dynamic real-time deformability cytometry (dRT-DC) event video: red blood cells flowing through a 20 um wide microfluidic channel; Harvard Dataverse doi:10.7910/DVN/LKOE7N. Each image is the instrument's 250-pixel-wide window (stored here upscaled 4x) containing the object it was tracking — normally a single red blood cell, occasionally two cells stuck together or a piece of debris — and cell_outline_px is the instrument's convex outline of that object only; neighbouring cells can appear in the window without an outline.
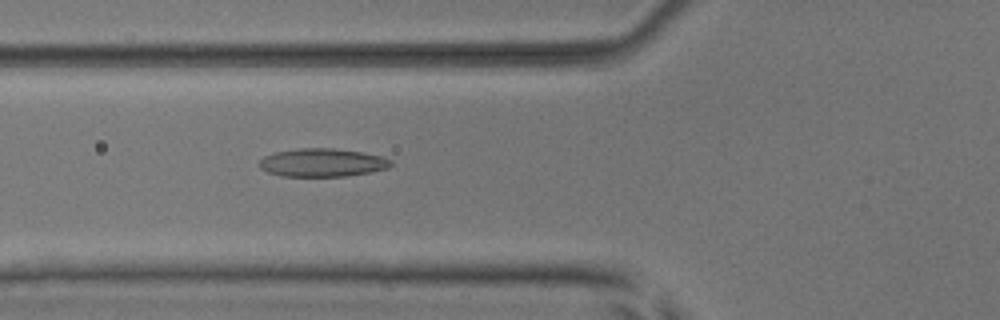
{"species": "common noctule bat (a hibernating species)", "species_latin": "Nyctalus noctula", "temperature_condition": "room temperature", "stored_images_in_passage": 32, "camera_frame_rate_fps": 3000, "um_per_image_px": 0.085, "animal": {"sex": "male", "body_mass_g": 17.9, "forearm_length_mm": 54.2}, "frame": {"image": 1, "passage_image": 4, "time_ms": 1.0, "image_size_px": [1000, 320], "cell_outline_px": [[392, 164], [388, 168], [368, 172], [344, 176], [280, 176], [268, 172], [260, 168], [260, 160], [264, 156], [276, 152], [300, 148], [332, 148], [360, 152], [380, 156], [392, 160]], "centroid_in_image_um": [27.38, 13.82], "position_along_channel_um": 98.4, "area_um2": 21.39}}
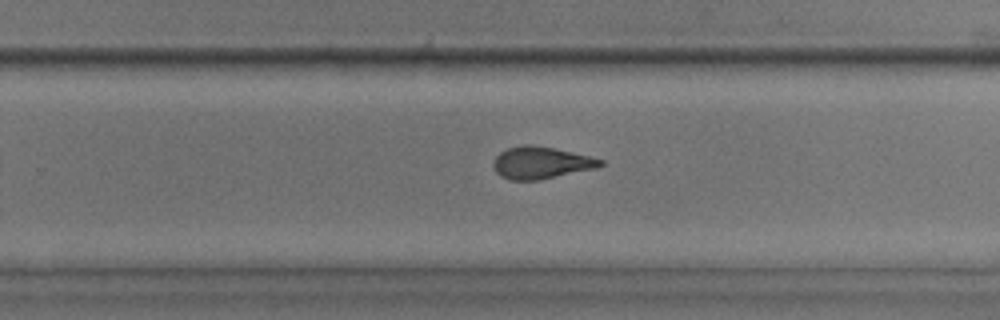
{"frame": {"image": 2, "passage_image": 18, "time_ms": 5.667, "image_size_px": [1000, 320], "cell_outline_px": [[604, 164], [596, 168], [536, 180], [508, 180], [500, 176], [496, 172], [492, 164], [492, 160], [500, 152], [508, 148], [524, 144], [532, 144], [556, 148], [604, 160]], "centroid_in_image_um": [45.94, 13.82], "position_along_channel_um": 283.9, "area_um2": 20.0}}
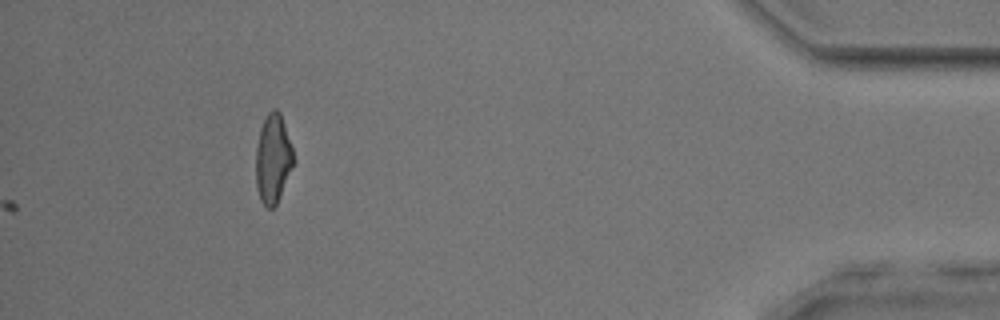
{"frame": {"image": 3, "passage_image": 32, "time_ms": 10.333, "image_size_px": [1000, 320], "cell_outline_px": [[296, 160], [276, 204], [272, 208], [268, 208], [260, 200], [256, 188], [256, 148], [260, 128], [268, 112], [272, 108], [276, 108], [280, 112]], "centroid_in_image_um": [23.2, 13.48], "position_along_channel_um": 412.0, "area_um2": 19.54}, "authors_computed_cell_mechanics": {"area_um2": 19.9988, "velocity_mm_per_s": 3.9767, "shape_relaxation_time_tau1_ms": 9.509, "shape_relaxation_time_tau2_ms": 1.6911, "deformation_change_tau1": 0.2469, "deformation_change_tau2": 0.0916}}